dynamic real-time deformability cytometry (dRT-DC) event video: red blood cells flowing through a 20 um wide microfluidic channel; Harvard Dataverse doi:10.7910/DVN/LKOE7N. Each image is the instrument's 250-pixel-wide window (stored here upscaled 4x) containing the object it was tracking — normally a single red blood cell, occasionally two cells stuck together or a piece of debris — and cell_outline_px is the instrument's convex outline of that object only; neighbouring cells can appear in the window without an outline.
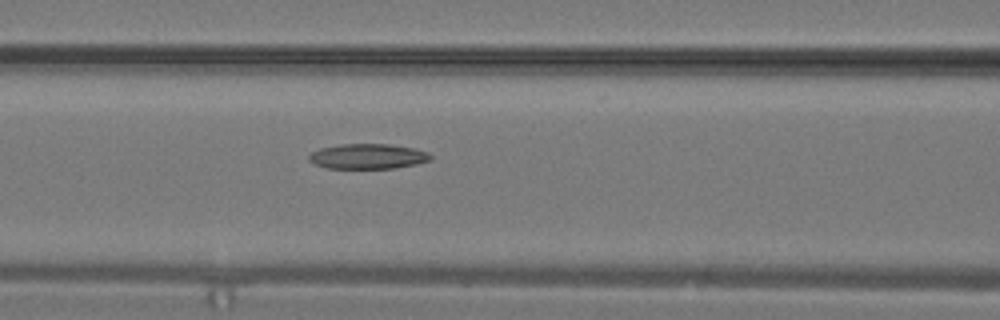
{"species": "common noctule bat (a hibernating species)", "species_latin": "Nyctalus noctula", "temperature_condition": "warm", "stored_images_in_passage": 15, "camera_frame_rate_fps": 3000, "um_per_image_px": 0.085, "animal": {"sex": "male", "body_mass_g": 19.2, "forearm_length_mm": 51.8}, "frame": {"image": 1, "passage_image": 13, "time_ms": 4.0, "image_size_px": [1000, 320], "cell_outline_px": [[432, 160], [416, 164], [396, 168], [328, 168], [316, 164], [308, 160], [308, 156], [312, 152], [320, 148], [340, 144], [388, 144], [412, 148], [428, 152], [432, 156]], "centroid_in_image_um": [31.28, 13.29], "position_along_channel_um": 135.3, "area_um2": 17.74}}
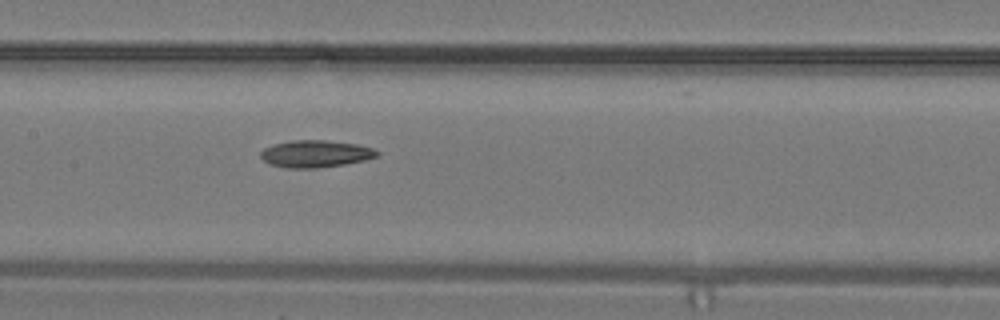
{"frame": {"image": 2, "passage_image": 15, "time_ms": 4.667, "image_size_px": [1000, 320], "cell_outline_px": [[380, 152], [376, 156], [364, 160], [344, 164], [312, 168], [288, 168], [272, 164], [264, 160], [260, 156], [260, 152], [264, 148], [272, 144], [292, 140], [328, 140], [356, 144], [372, 148]], "centroid_in_image_um": [26.8, 13.06], "position_along_channel_um": 180.6, "area_um2": 18.21}}